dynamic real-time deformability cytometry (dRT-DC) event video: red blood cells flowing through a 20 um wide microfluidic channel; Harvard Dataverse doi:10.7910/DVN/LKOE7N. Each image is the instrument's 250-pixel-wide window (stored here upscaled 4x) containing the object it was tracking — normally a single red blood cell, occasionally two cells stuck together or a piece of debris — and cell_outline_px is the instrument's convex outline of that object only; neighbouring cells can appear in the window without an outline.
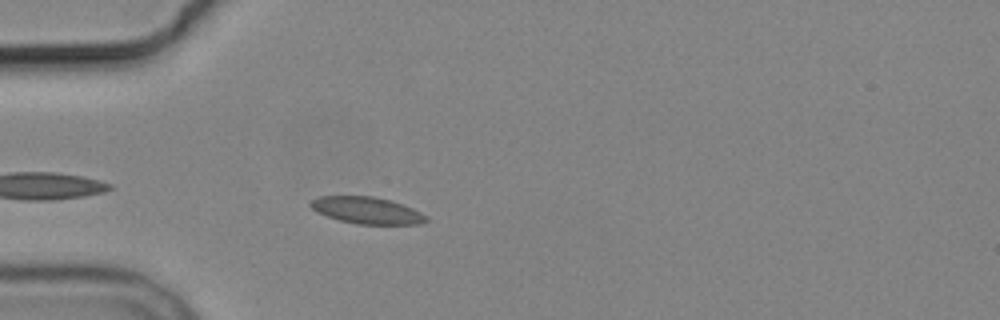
{"species": "common noctule bat (a hibernating species)", "species_latin": "Nyctalus noctula", "temperature_condition": "cold", "stored_images_in_passage": 4, "camera_frame_rate_fps": 3000, "um_per_image_px": 0.085, "animal": {"sex": "male", "body_mass_g": 19.2, "forearm_length_mm": 51.8}, "frame": {"image": 1, "passage_image": 4, "time_ms": 3.667, "image_size_px": [1000, 320], "cell_outline_px": [[428, 220], [420, 224], [356, 224], [340, 220], [328, 216], [312, 208], [308, 204], [312, 200], [320, 196], [372, 196], [392, 200], [412, 208], [428, 216]], "centroid_in_image_um": [31.22, 17.88], "position_along_channel_um": 53.8, "area_um2": 17.92}}